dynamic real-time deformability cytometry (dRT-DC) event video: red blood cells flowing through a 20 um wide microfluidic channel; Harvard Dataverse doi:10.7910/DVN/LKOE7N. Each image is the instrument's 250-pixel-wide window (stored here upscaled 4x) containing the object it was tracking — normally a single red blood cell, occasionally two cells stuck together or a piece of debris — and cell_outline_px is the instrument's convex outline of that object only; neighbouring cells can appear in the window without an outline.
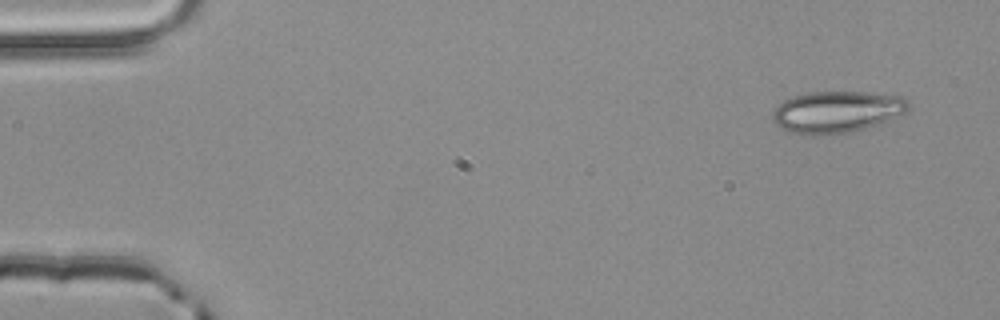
{"species": "common noctule bat (a hibernating species)", "species_latin": "Nyctalus noctula", "temperature_condition": "room temperature", "stored_images_in_passage": 4, "segment_of_instrument_passage": [1, 2], "camera_frame_rate_fps": 3000, "um_per_image_px": 0.085, "animal": {"sex": "male", "body_mass_g": 20.4}, "frame": {"image": 1, "passage_image": 1, "time_ms": 0.0, "image_size_px": [1000, 320], "cell_outline_px": [[912, 108], [908, 112], [880, 124], [852, 132], [812, 136], [792, 132], [780, 128], [772, 120], [772, 112], [784, 100], [792, 96], [812, 92], [868, 92], [904, 96], [912, 104]], "centroid_in_image_um": [71.2, 9.51], "position_along_channel_um": 13.8, "area_um2": 33.58}}